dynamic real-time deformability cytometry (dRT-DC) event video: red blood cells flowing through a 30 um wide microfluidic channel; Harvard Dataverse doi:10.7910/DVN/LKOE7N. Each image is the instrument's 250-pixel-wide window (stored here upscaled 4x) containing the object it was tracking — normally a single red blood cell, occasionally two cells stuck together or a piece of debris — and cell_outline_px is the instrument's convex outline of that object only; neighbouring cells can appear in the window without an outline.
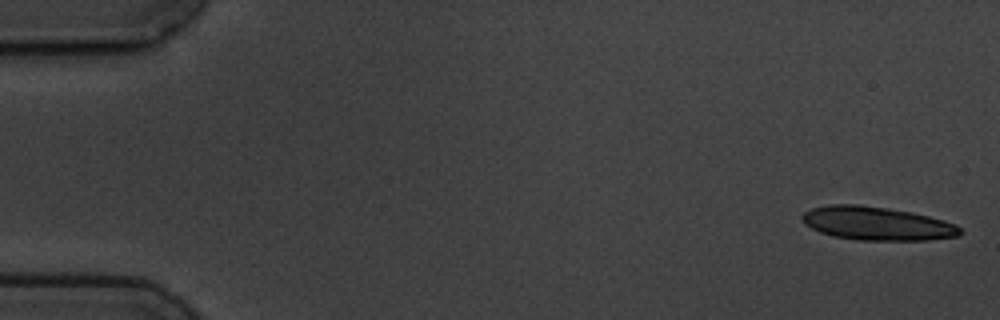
{"species": "common noctule bat (a hibernating species)", "species_latin": "Nyctalus noctula", "temperature_condition": "cold", "stored_images_in_passage": 6, "camera_frame_rate_fps": 3000, "um_per_image_px": 0.085, "animal": {"sex": "male", "body_mass_g": 19.5, "forearm_length_mm": 54.6}, "frame": {"image": 1, "passage_image": 1, "time_ms": 0.0, "image_size_px": [1000, 320], "cell_outline_px": [[964, 232], [960, 236], [928, 240], [856, 240], [832, 236], [820, 232], [804, 224], [800, 216], [804, 212], [812, 208], [828, 204], [860, 204], [888, 208], [912, 212], [944, 220], [956, 224]], "centroid_in_image_um": [74.54, 18.99], "position_along_channel_um": 10.5, "area_um2": 31.15}}
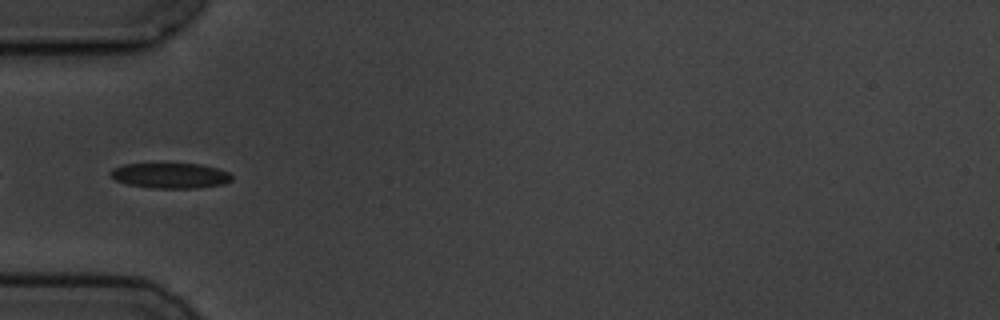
{"frame": {"image": 2, "passage_image": 6, "time_ms": 5.667, "image_size_px": [1000, 320], "cell_outline_px": [[232, 180], [224, 184], [196, 188], [152, 188], [128, 184], [116, 180], [108, 176], [108, 172], [112, 168], [124, 164], [200, 164], [216, 168], [228, 172], [232, 176]], "centroid_in_image_um": [14.44, 14.93], "position_along_channel_um": 70.6, "area_um2": 17.92}}